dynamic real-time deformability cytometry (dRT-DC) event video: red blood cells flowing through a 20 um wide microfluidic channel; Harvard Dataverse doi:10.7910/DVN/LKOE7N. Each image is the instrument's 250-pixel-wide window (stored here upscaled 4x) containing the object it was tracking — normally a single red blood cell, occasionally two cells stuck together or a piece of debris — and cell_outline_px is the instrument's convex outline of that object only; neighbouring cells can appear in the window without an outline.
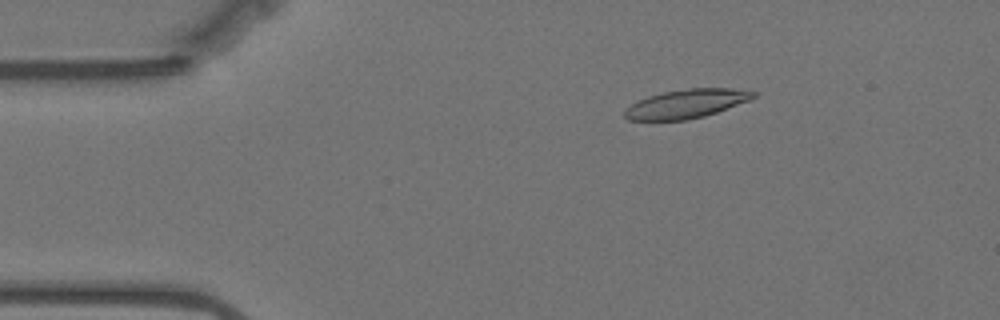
{"species": "Egyptian fruit bat (a non-hibernating species)", "species_latin": "Rousettus aegyptiacus", "temperature_condition": "warm", "stored_images_in_passage": 57, "camera_frame_rate_fps": 3000, "um_per_image_px": 0.085, "animal": {"sex": "female"}, "frame": {"image": 1, "passage_image": 9, "time_ms": 2.667, "image_size_px": [1000, 320], "cell_outline_px": [[756, 96], [752, 100], [704, 116], [684, 120], [628, 120], [624, 116], [624, 108], [648, 96], [664, 92], [688, 88], [732, 88], [756, 92]], "centroid_in_image_um": [58.36, 8.82], "position_along_channel_um": 26.6, "area_um2": 21.56}}
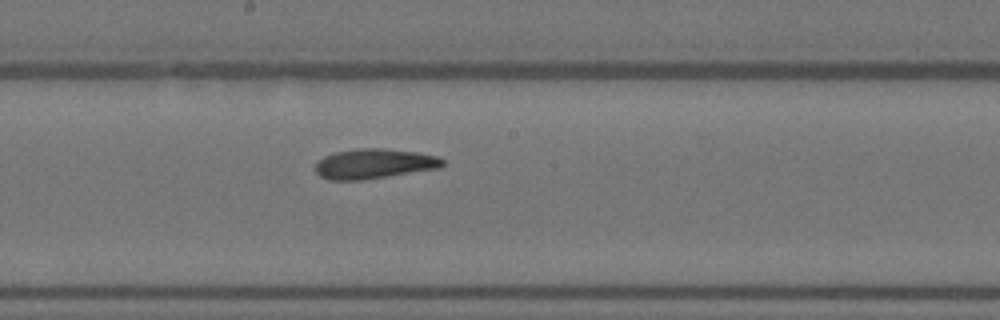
{"frame": {"image": 2, "passage_image": 30, "time_ms": 9.667, "image_size_px": [1000, 320], "cell_outline_px": [[444, 164], [440, 168], [364, 180], [328, 180], [320, 176], [316, 172], [316, 164], [324, 156], [336, 152], [360, 148], [384, 148], [416, 152], [436, 156], [444, 160]], "centroid_in_image_um": [31.81, 13.92], "position_along_channel_um": 216.4, "area_um2": 22.14}}
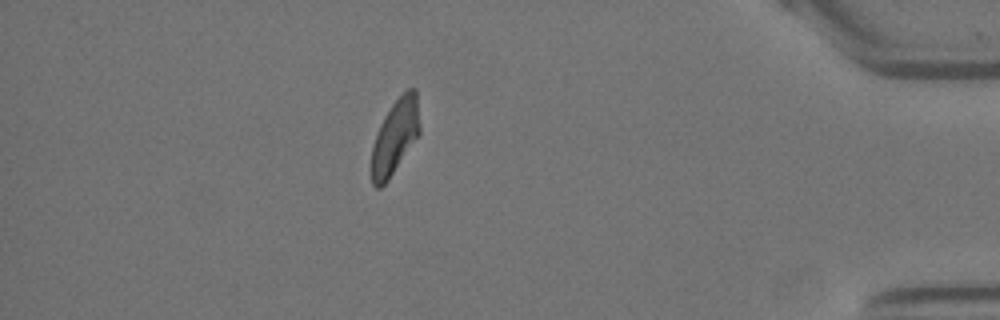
{"frame": {"image": 3, "passage_image": 50, "time_ms": 16.333, "image_size_px": [1000, 320], "cell_outline_px": [[420, 132], [388, 180], [380, 188], [376, 188], [372, 184], [372, 148], [380, 124], [384, 116], [392, 104], [408, 88], [416, 88], [420, 124]], "centroid_in_image_um": [33.59, 11.6], "position_along_channel_um": 401.6, "area_um2": 20.58}, "authors_computed_cell_mechanics": {"area_um2": 21.9062, "velocity_mm_per_s": 3.4921, "shape_relaxation_time_tau1_ms": 5.0141, "shape_relaxation_time_tau2_ms": 3.938, "deformation_change_tau1": 0.1818, "deformation_change_tau2": 0.1174}}